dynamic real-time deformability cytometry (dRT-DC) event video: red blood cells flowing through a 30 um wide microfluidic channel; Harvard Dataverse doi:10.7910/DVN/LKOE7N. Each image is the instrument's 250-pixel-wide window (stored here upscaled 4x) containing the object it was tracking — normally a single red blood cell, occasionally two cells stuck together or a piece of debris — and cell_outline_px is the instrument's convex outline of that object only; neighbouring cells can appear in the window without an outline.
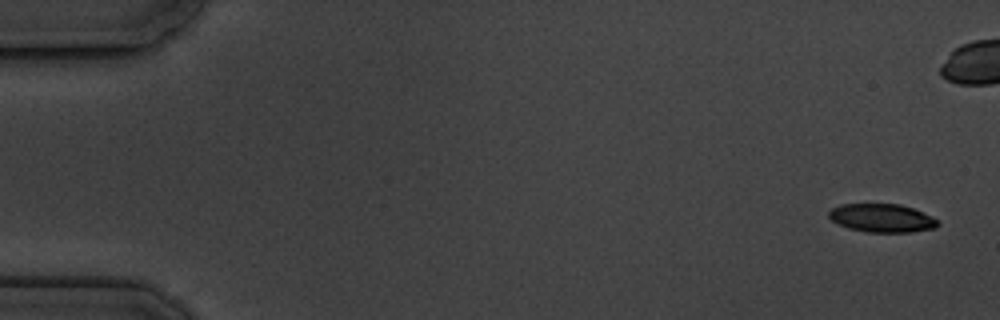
{"species": "common noctule bat (a hibernating species)", "species_latin": "Nyctalus noctula", "temperature_condition": "cold", "stored_images_in_passage": 6, "camera_frame_rate_fps": 3000, "um_per_image_px": 0.085, "animal": {"sex": "male", "body_mass_g": 19.5, "forearm_length_mm": 54.6}, "frame": {"image": 1, "passage_image": 1, "time_ms": 0.0, "image_size_px": [1000, 320], "cell_outline_px": [[940, 224], [936, 228], [912, 232], [868, 232], [848, 228], [832, 220], [828, 216], [828, 212], [832, 208], [840, 204], [900, 204], [912, 208], [932, 216], [940, 220]], "centroid_in_image_um": [75.0, 18.53], "position_along_channel_um": 10.0, "area_um2": 18.09}}